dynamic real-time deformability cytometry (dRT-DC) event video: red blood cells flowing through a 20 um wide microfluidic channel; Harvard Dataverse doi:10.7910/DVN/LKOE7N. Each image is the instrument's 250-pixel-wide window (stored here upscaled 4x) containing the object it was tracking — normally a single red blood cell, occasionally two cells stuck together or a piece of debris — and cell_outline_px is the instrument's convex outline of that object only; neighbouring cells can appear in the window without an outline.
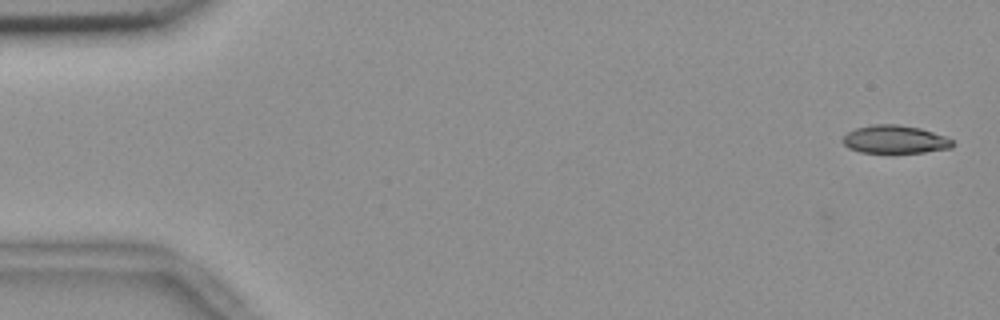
{"species": "common noctule bat (a hibernating species)", "species_latin": "Nyctalus noctula", "temperature_condition": "room temperature", "stored_images_in_passage": 54, "camera_frame_rate_fps": 3000, "um_per_image_px": 0.085, "animal": {"sex": "female", "body_mass_g": 18.4}, "frame": {"image": 1, "passage_image": 1, "time_ms": 0.0, "image_size_px": [1000, 320], "cell_outline_px": [[952, 148], [924, 152], [860, 152], [848, 148], [840, 140], [848, 132], [856, 128], [872, 124], [896, 124], [920, 128], [944, 136], [952, 140]], "centroid_in_image_um": [76.03, 11.84], "position_along_channel_um": 9.0, "area_um2": 17.8}}
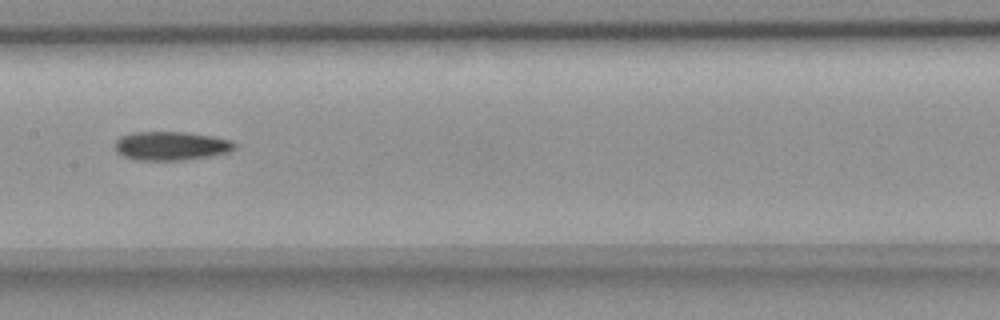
{"frame": {"image": 2, "passage_image": 27, "time_ms": 8.667, "image_size_px": [1000, 320], "cell_outline_px": [[236, 148], [228, 152], [212, 156], [184, 160], [136, 160], [124, 156], [116, 152], [116, 140], [120, 136], [132, 132], [188, 132], [212, 136], [232, 140], [236, 144]], "centroid_in_image_um": [14.56, 12.4], "position_along_channel_um": 192.8, "area_um2": 20.23}}
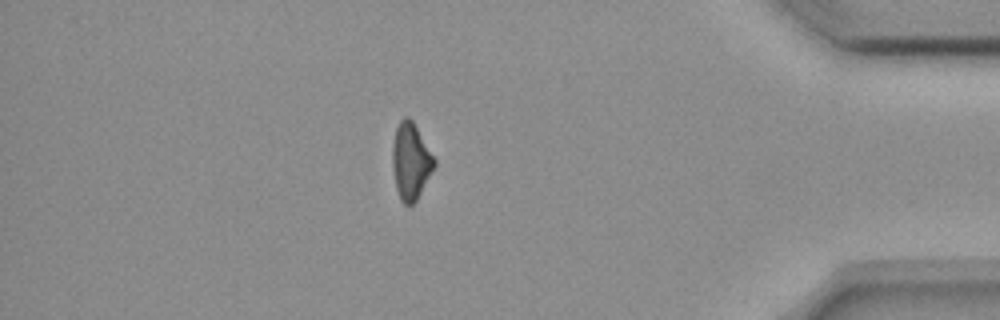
{"frame": {"image": 3, "passage_image": 47, "time_ms": 15.333, "image_size_px": [1000, 320], "cell_outline_px": [[436, 164], [416, 200], [412, 204], [404, 204], [400, 200], [396, 188], [392, 168], [392, 144], [396, 128], [400, 120], [404, 116], [408, 116], [412, 120], [436, 160]], "centroid_in_image_um": [34.89, 13.69], "position_along_channel_um": 400.3, "area_um2": 18.55}}